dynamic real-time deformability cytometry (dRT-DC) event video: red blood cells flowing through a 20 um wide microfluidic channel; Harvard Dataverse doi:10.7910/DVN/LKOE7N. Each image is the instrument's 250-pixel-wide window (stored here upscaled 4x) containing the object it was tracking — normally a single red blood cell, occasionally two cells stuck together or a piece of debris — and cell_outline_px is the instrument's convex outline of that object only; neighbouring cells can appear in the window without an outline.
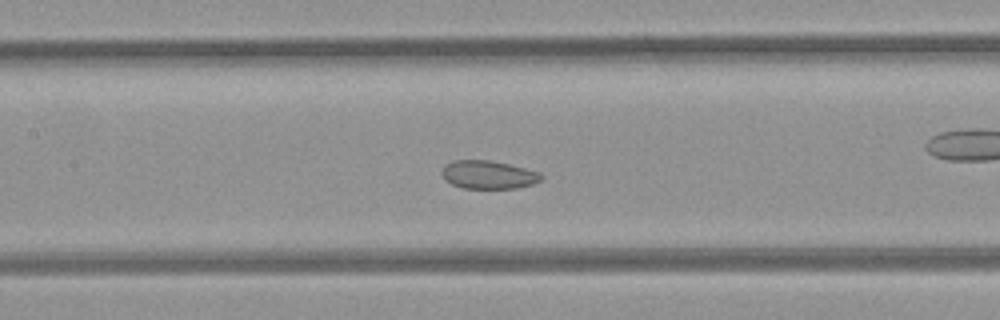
{"species": "common noctule bat (a hibernating species)", "species_latin": "Nyctalus noctula", "temperature_condition": "room temperature", "stored_images_in_passage": 52, "camera_frame_rate_fps": 3000, "um_per_image_px": 0.085, "animal": {"sex": "female", "body_mass_g": 21.9}, "frame": {"image": 1, "passage_image": 23, "time_ms": 7.333, "image_size_px": [1000, 320], "cell_outline_px": [[544, 176], [540, 180], [532, 184], [516, 188], [460, 188], [444, 180], [440, 172], [444, 164], [452, 160], [488, 160], [508, 164], [540, 172]], "centroid_in_image_um": [41.45, 14.85], "position_along_channel_um": 165.9, "area_um2": 16.47}}
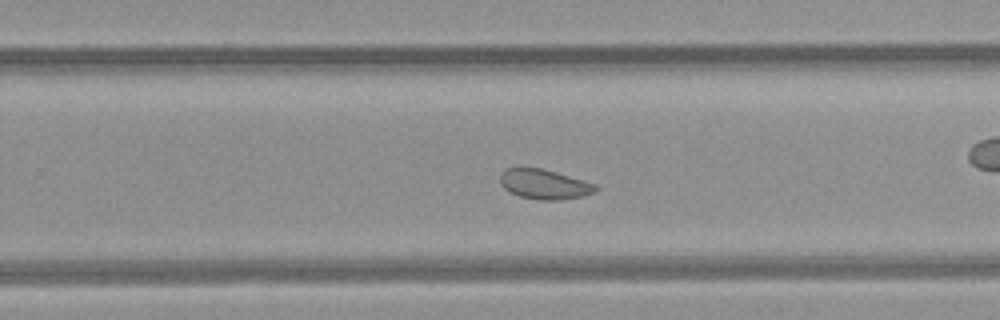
{"frame": {"image": 2, "passage_image": 32, "time_ms": 10.333, "image_size_px": [1000, 320], "cell_outline_px": [[600, 188], [596, 192], [584, 196], [564, 200], [536, 200], [520, 196], [504, 188], [500, 184], [500, 176], [508, 168], [520, 164], [540, 168], [556, 172], [596, 184]], "centroid_in_image_um": [46.28, 15.64], "position_along_channel_um": 283.5, "area_um2": 17.05}}
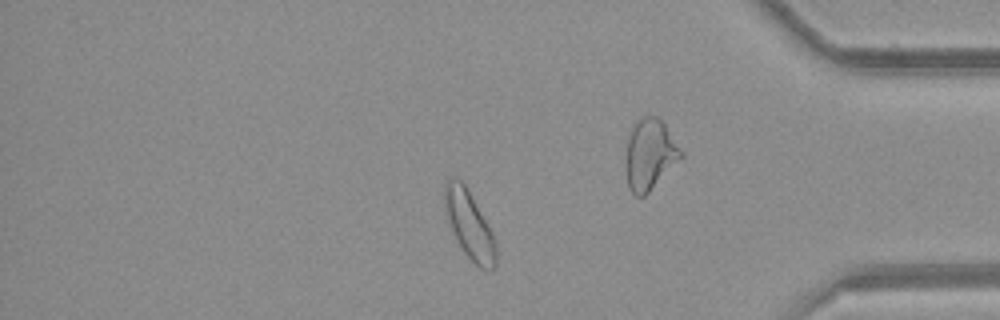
{"frame": {"image": 3, "passage_image": 43, "time_ms": 14.0, "image_size_px": [1000, 320], "cell_outline_px": [[496, 264], [492, 268], [480, 268], [464, 252], [456, 240], [448, 220], [444, 208], [444, 184], [452, 176], [456, 176], [464, 184], [492, 232], [496, 240]], "centroid_in_image_um": [39.87, 19.09], "position_along_channel_um": 395.3, "area_um2": 19.88}, "authors_computed_cell_mechanics": {"area_um2": 19.8832, "velocity_mm_per_s": 3.9514, "shape_relaxation_time_tau1_ms": null, "shape_relaxation_time_tau2_ms": 3.7133, "deformation_change_tau1": null, "deformation_change_tau2": 0.0899}}